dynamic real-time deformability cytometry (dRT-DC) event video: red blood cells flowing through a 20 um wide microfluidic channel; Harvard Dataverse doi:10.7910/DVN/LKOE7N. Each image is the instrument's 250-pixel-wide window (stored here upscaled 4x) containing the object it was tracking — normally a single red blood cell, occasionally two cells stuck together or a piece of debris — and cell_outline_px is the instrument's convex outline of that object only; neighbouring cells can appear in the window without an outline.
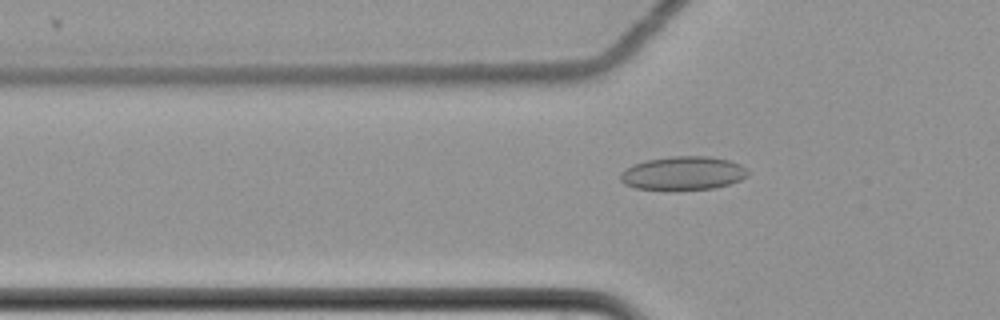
{"species": "common noctule bat (a hibernating species)", "species_latin": "Nyctalus noctula", "temperature_condition": "cold", "stored_images_in_passage": 45, "camera_frame_rate_fps": 3000, "um_per_image_px": 0.085, "animal": {"sex": "female", "body_mass_g": 22.7, "forearm_length_mm": 54.2}, "frame": {"image": 1, "passage_image": 6, "time_ms": 1.667, "image_size_px": [1000, 320], "cell_outline_px": [[748, 176], [740, 180], [728, 184], [712, 188], [672, 192], [636, 188], [624, 184], [620, 180], [620, 172], [624, 168], [632, 164], [648, 160], [672, 156], [712, 156], [728, 160], [740, 164], [748, 172]], "centroid_in_image_um": [58.01, 14.75], "position_along_channel_um": 67.8, "area_um2": 25.55}}
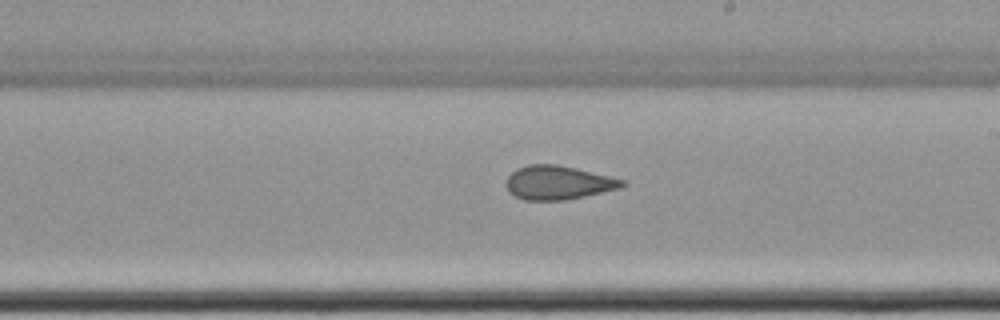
{"frame": {"image": 2, "passage_image": 21, "time_ms": 6.667, "image_size_px": [1000, 320], "cell_outline_px": [[628, 184], [620, 188], [584, 196], [564, 200], [524, 200], [508, 192], [508, 176], [516, 168], [528, 164], [556, 164], [576, 168], [624, 180]], "centroid_in_image_um": [47.44, 15.52], "position_along_channel_um": 241.6, "area_um2": 22.66}}
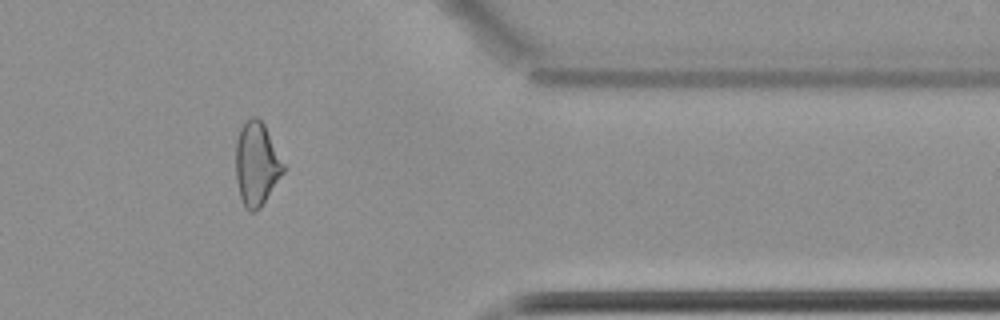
{"frame": {"image": 3, "passage_image": 35, "time_ms": 11.333, "image_size_px": [1000, 320], "cell_outline_px": [[284, 172], [260, 208], [252, 212], [248, 212], [244, 208], [240, 196], [236, 180], [236, 140], [240, 128], [252, 116], [256, 116], [264, 124], [284, 164]], "centroid_in_image_um": [21.79, 13.96], "position_along_channel_um": 389.6, "area_um2": 23.0}, "authors_computed_cell_mechanics": {"area_um2": 23.5246, "velocity_mm_per_s": 3.5121, "shape_relaxation_time_tau1_ms": 9.1217, "shape_relaxation_time_tau2_ms": 2.8478, "deformation_change_tau1": 0.0993, "deformation_change_tau2": 0.1002}}